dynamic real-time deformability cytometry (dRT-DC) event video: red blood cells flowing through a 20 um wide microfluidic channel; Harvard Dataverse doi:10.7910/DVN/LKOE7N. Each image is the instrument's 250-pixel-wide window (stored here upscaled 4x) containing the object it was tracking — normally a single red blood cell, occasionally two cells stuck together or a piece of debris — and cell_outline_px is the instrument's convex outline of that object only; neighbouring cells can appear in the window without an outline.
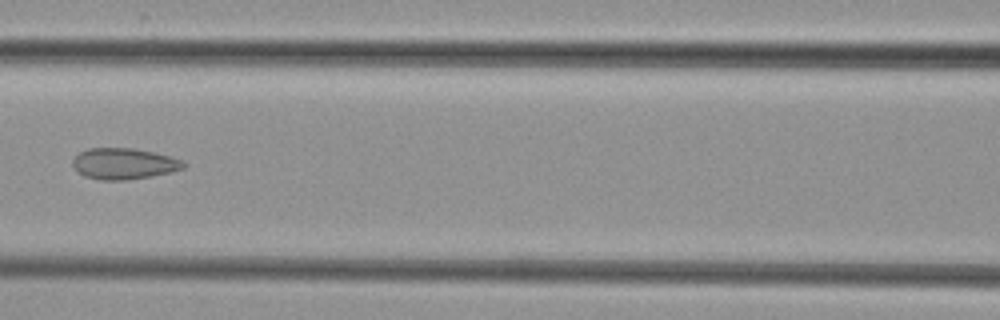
{"species": "common noctule bat (a hibernating species)", "species_latin": "Nyctalus noctula", "temperature_condition": "cold", "stored_images_in_passage": 8, "camera_frame_rate_fps": 3000, "um_per_image_px": 0.085, "animal": {"sex": "female", "body_mass_g": 29.2, "forearm_length_mm": 56.3}, "frame": {"image": 1, "passage_image": 7, "time_ms": 7.0, "image_size_px": [1000, 320], "cell_outline_px": [[188, 164], [184, 168], [172, 172], [152, 176], [128, 180], [100, 180], [84, 176], [72, 164], [72, 160], [80, 152], [88, 148], [132, 148], [152, 152], [168, 156], [180, 160]], "centroid_in_image_um": [10.54, 13.92], "position_along_channel_um": 156.1, "area_um2": 20.0}}
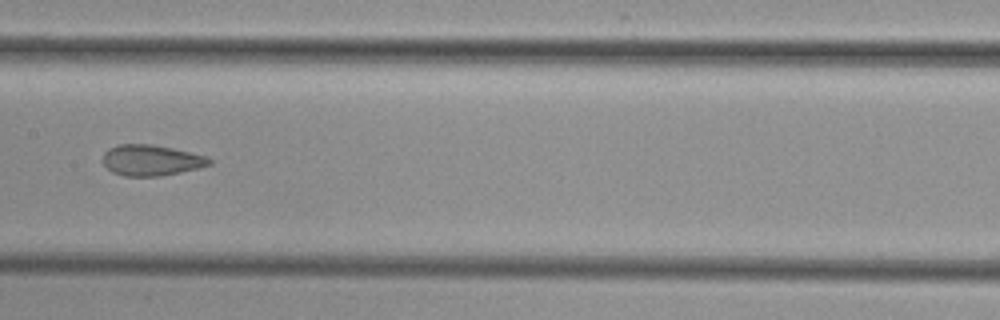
{"frame": {"image": 2, "passage_image": 8, "time_ms": 8.0, "image_size_px": [1000, 320], "cell_outline_px": [[212, 164], [200, 168], [160, 176], [124, 176], [112, 172], [104, 164], [104, 152], [108, 148], [120, 144], [152, 144], [172, 148], [204, 156], [212, 160]], "centroid_in_image_um": [12.85, 13.62], "position_along_channel_um": 194.6, "area_um2": 19.02}}